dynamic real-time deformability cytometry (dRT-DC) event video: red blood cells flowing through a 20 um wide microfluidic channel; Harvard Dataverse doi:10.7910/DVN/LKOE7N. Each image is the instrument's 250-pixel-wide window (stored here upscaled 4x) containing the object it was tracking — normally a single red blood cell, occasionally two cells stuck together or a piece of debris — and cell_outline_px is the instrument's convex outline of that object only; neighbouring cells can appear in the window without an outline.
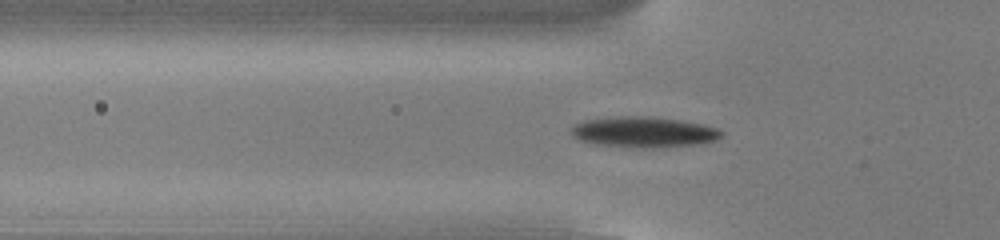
{"species": "common noctule bat (a hibernating species)", "species_latin": "Nyctalus noctula", "temperature_condition": "cold", "stored_images_in_passage": 53, "camera_frame_rate_fps": 3000, "um_per_image_px": 0.085, "animal": {"sex": "male", "body_mass_g": 13.0, "forearm_length_mm": 53.1}, "frame": {"image": 1, "passage_image": 17, "time_ms": 5.333, "image_size_px": [1000, 240], "cell_outline_px": [[724, 136], [716, 140], [704, 144], [660, 148], [632, 148], [596, 144], [580, 140], [572, 136], [572, 124], [584, 120], [620, 116], [652, 116], [680, 120], [704, 124], [716, 128], [724, 132]], "centroid_in_image_um": [54.77, 11.24], "position_along_channel_um": 71.0, "area_um2": 27.46}}
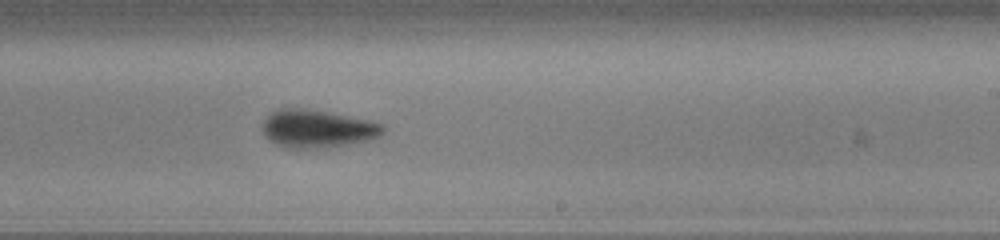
{"frame": {"image": 2, "passage_image": 32, "time_ms": 10.333, "image_size_px": [1000, 240], "cell_outline_px": [[384, 132], [380, 136], [368, 140], [348, 144], [320, 148], [288, 148], [276, 144], [268, 140], [264, 136], [260, 128], [260, 124], [272, 112], [280, 108], [300, 108], [324, 112], [368, 120], [384, 124]], "centroid_in_image_um": [26.92, 10.95], "position_along_channel_um": 262.1, "area_um2": 26.53}}
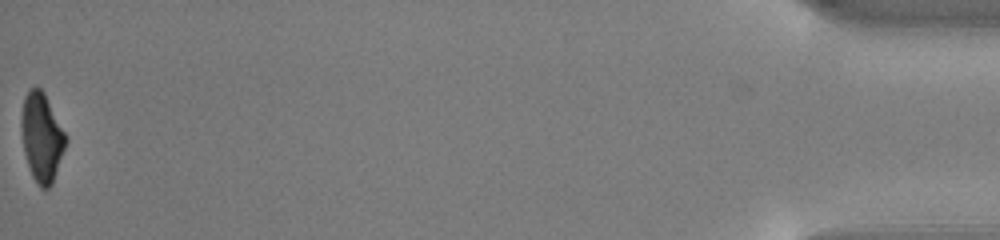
{"frame": {"image": 3, "passage_image": 53, "time_ms": 17.333, "image_size_px": [1000, 240], "cell_outline_px": [[68, 140], [52, 184], [48, 188], [40, 188], [32, 176], [24, 152], [20, 132], [20, 120], [24, 96], [28, 88], [40, 88], [44, 92], [68, 136]], "centroid_in_image_um": [3.54, 11.64], "position_along_channel_um": 431.7, "area_um2": 23.29}, "authors_computed_cell_mechanics": {"area_um2": 24.9696, "velocity_mm_per_s": 3.827, "shape_relaxation_time_tau1_ms": 2.0082, "shape_relaxation_time_tau2_ms": 4.5747, "deformation_change_tau1": 0.1382, "deformation_change_tau2": 0.1135}}